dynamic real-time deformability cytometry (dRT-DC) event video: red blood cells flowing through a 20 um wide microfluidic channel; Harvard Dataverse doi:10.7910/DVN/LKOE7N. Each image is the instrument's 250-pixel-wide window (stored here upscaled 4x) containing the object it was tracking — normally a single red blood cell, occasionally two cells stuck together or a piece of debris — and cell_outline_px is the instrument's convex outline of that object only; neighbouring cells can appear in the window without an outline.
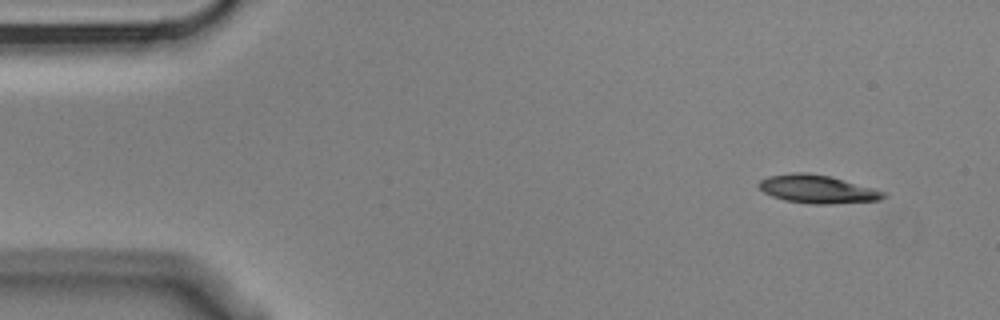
{"species": "Egyptian fruit bat (a non-hibernating species)", "species_latin": "Rousettus aegyptiacus", "temperature_condition": "cold", "stored_images_in_passage": 4, "camera_frame_rate_fps": 3000, "um_per_image_px": 0.085, "animal": {"sex": "male"}, "frame": {"image": 1, "passage_image": 1, "time_ms": 0.0, "image_size_px": [1000, 320], "cell_outline_px": [[888, 196], [880, 200], [828, 204], [812, 204], [784, 200], [772, 196], [764, 192], [756, 184], [760, 180], [768, 176], [792, 172], [804, 172], [832, 176], [888, 192]], "centroid_in_image_um": [69.51, 16.07], "position_along_channel_um": 15.5, "area_um2": 20.75}}
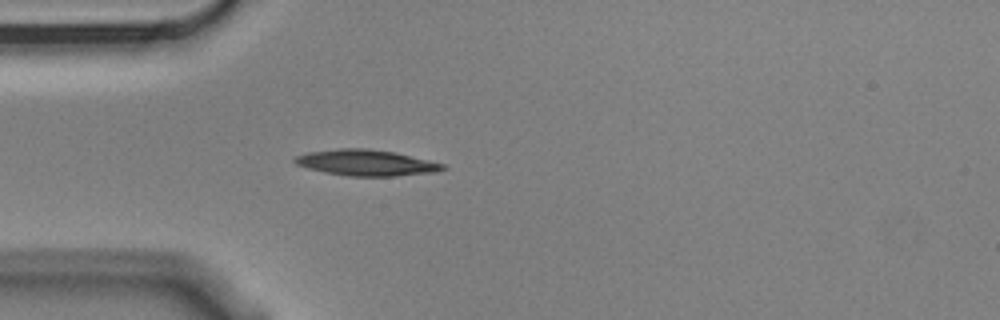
{"frame": {"image": 2, "passage_image": 4, "time_ms": 1.0, "image_size_px": [1000, 320], "cell_outline_px": [[448, 168], [436, 172], [396, 176], [348, 176], [324, 172], [308, 168], [296, 164], [292, 160], [296, 156], [308, 152], [336, 148], [368, 148], [396, 152], [444, 164]], "centroid_in_image_um": [31.13, 13.83], "position_along_channel_um": 53.9, "area_um2": 22.54}}